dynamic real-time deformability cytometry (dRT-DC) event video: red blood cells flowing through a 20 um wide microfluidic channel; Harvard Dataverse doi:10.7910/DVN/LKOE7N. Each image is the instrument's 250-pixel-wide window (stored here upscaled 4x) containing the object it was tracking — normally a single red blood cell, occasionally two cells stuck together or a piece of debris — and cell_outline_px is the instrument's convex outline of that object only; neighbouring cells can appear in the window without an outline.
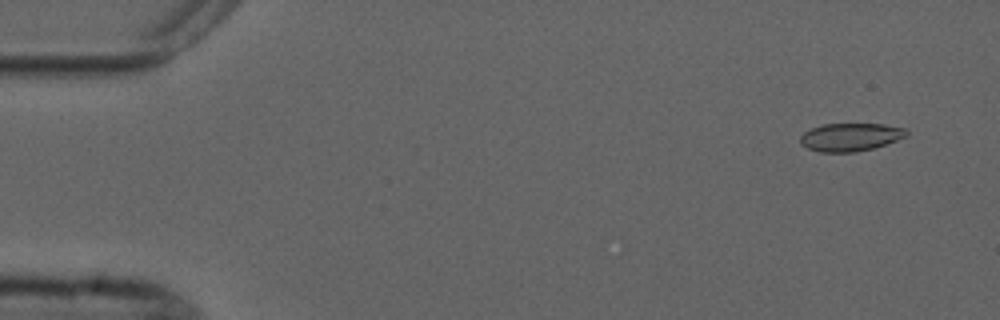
{"species": "common noctule bat (a hibernating species)", "species_latin": "Nyctalus noctula", "temperature_condition": "cold", "stored_images_in_passage": 8, "camera_frame_rate_fps": 3000, "um_per_image_px": 0.085, "animal": {"sex": "male", "forearm_length_mm": 52.5}, "frame": {"image": 1, "passage_image": 1, "time_ms": 0.0, "image_size_px": [1000, 320], "cell_outline_px": [[908, 136], [872, 148], [856, 152], [820, 152], [808, 148], [800, 144], [800, 136], [804, 132], [812, 128], [824, 124], [884, 124], [904, 128], [908, 132]], "centroid_in_image_um": [72.27, 11.65], "position_along_channel_um": 12.7, "area_um2": 17.22}}
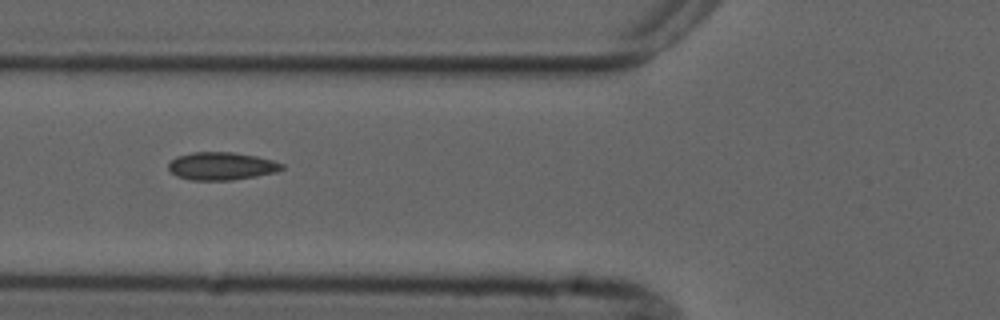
{"frame": {"image": 2, "passage_image": 6, "time_ms": 5.667, "image_size_px": [1000, 320], "cell_outline_px": [[284, 168], [276, 172], [256, 176], [232, 180], [192, 180], [176, 176], [168, 168], [168, 164], [176, 156], [192, 152], [232, 152], [256, 156], [272, 160], [284, 164]], "centroid_in_image_um": [18.82, 14.11], "position_along_channel_um": 107.0, "area_um2": 18.38}}
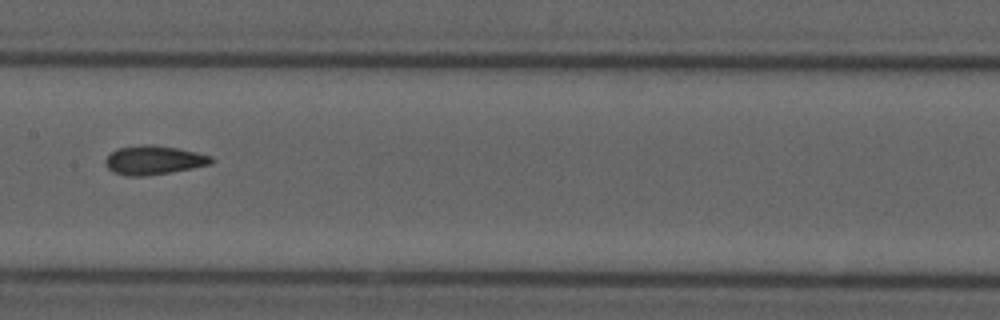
{"frame": {"image": 3, "passage_image": 8, "time_ms": 8.0, "image_size_px": [1000, 320], "cell_outline_px": [[216, 160], [212, 164], [192, 168], [168, 172], [140, 176], [128, 176], [112, 172], [104, 164], [104, 160], [116, 148], [144, 144], [152, 144], [176, 148], [196, 152], [212, 156]], "centroid_in_image_um": [13.07, 13.6], "position_along_channel_um": 194.3, "area_um2": 17.86}}